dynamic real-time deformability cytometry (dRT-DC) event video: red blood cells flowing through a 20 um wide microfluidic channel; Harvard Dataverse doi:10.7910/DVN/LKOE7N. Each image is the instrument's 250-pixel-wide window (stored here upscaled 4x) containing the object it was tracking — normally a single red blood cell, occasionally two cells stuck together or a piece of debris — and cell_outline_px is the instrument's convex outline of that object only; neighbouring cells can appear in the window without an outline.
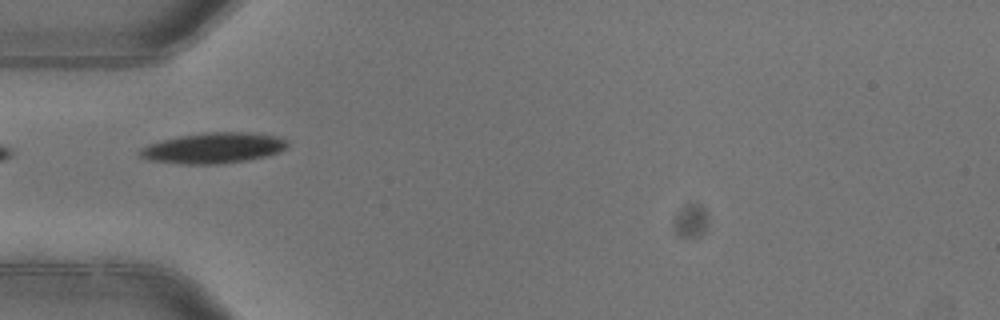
{"species": "common noctule bat (a hibernating species)", "species_latin": "Nyctalus noctula", "temperature_condition": "warm", "stored_images_in_passage": 5, "camera_frame_rate_fps": 3000, "um_per_image_px": 0.085, "animal": {"sex": "female"}, "frame": {"image": 1, "passage_image": 5, "time_ms": 1.333, "image_size_px": [1000, 320], "cell_outline_px": [[288, 148], [280, 152], [268, 156], [248, 160], [220, 164], [180, 164], [148, 160], [140, 156], [136, 152], [140, 148], [148, 144], [180, 136], [204, 132], [252, 132], [280, 136], [288, 140]], "centroid_in_image_um": [18.19, 12.58], "position_along_channel_um": 66.8, "area_um2": 26.82}}